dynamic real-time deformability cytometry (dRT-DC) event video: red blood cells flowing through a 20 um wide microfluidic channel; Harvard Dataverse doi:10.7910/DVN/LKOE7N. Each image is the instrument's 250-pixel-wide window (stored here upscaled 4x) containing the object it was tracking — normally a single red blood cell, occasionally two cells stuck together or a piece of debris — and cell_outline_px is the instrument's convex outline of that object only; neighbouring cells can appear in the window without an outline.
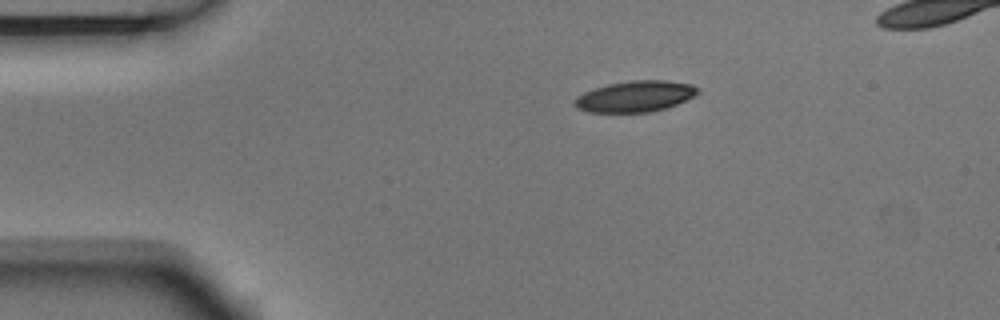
{"species": "Egyptian fruit bat (a non-hibernating species)", "species_latin": "Rousettus aegyptiacus", "temperature_condition": "room temperature", "stored_images_in_passage": 3, "camera_frame_rate_fps": 3000, "um_per_image_px": 0.085, "animal": {"sex": "male"}, "frame": {"image": 1, "passage_image": 1, "time_ms": 0.0, "image_size_px": [1000, 320], "cell_outline_px": [[700, 92], [676, 104], [664, 108], [648, 112], [588, 112], [576, 108], [572, 104], [572, 100], [576, 96], [584, 92], [608, 84], [632, 80], [668, 80], [692, 84], [700, 88]], "centroid_in_image_um": [53.95, 8.18], "position_along_channel_um": 31.0, "area_um2": 22.31}}